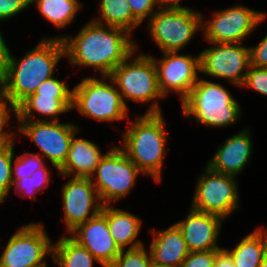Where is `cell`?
<instances>
[{
	"label": "cell",
	"mask_w": 267,
	"mask_h": 267,
	"mask_svg": "<svg viewBox=\"0 0 267 267\" xmlns=\"http://www.w3.org/2000/svg\"><path fill=\"white\" fill-rule=\"evenodd\" d=\"M132 35L119 27L99 24L92 19L83 26L77 35H61L65 57L73 66L93 68L98 74L109 76L133 51L136 42Z\"/></svg>",
	"instance_id": "obj_1"
},
{
	"label": "cell",
	"mask_w": 267,
	"mask_h": 267,
	"mask_svg": "<svg viewBox=\"0 0 267 267\" xmlns=\"http://www.w3.org/2000/svg\"><path fill=\"white\" fill-rule=\"evenodd\" d=\"M62 57H65L63 41L47 36L20 59L9 50L6 69L1 77V92L18 107L35 93L44 80L54 76Z\"/></svg>",
	"instance_id": "obj_2"
},
{
	"label": "cell",
	"mask_w": 267,
	"mask_h": 267,
	"mask_svg": "<svg viewBox=\"0 0 267 267\" xmlns=\"http://www.w3.org/2000/svg\"><path fill=\"white\" fill-rule=\"evenodd\" d=\"M127 121L129 127L122 132L123 145L120 148L144 175L160 183L170 138L162 113H144L136 116L135 121Z\"/></svg>",
	"instance_id": "obj_3"
},
{
	"label": "cell",
	"mask_w": 267,
	"mask_h": 267,
	"mask_svg": "<svg viewBox=\"0 0 267 267\" xmlns=\"http://www.w3.org/2000/svg\"><path fill=\"white\" fill-rule=\"evenodd\" d=\"M181 106L185 118L215 128L231 126L242 115L241 105L226 87L200 77Z\"/></svg>",
	"instance_id": "obj_4"
},
{
	"label": "cell",
	"mask_w": 267,
	"mask_h": 267,
	"mask_svg": "<svg viewBox=\"0 0 267 267\" xmlns=\"http://www.w3.org/2000/svg\"><path fill=\"white\" fill-rule=\"evenodd\" d=\"M137 50L138 46L109 76L116 84L123 103L128 109L126 100L139 104L151 102L144 113H161L158 101L160 98L164 99V96L158 86L153 57L143 53L136 55Z\"/></svg>",
	"instance_id": "obj_5"
},
{
	"label": "cell",
	"mask_w": 267,
	"mask_h": 267,
	"mask_svg": "<svg viewBox=\"0 0 267 267\" xmlns=\"http://www.w3.org/2000/svg\"><path fill=\"white\" fill-rule=\"evenodd\" d=\"M72 90V110L77 109L84 117L108 123L129 119V109L110 76L85 77Z\"/></svg>",
	"instance_id": "obj_6"
},
{
	"label": "cell",
	"mask_w": 267,
	"mask_h": 267,
	"mask_svg": "<svg viewBox=\"0 0 267 267\" xmlns=\"http://www.w3.org/2000/svg\"><path fill=\"white\" fill-rule=\"evenodd\" d=\"M202 13L191 8H159L148 20L149 35L162 52H179L197 31H201Z\"/></svg>",
	"instance_id": "obj_7"
},
{
	"label": "cell",
	"mask_w": 267,
	"mask_h": 267,
	"mask_svg": "<svg viewBox=\"0 0 267 267\" xmlns=\"http://www.w3.org/2000/svg\"><path fill=\"white\" fill-rule=\"evenodd\" d=\"M139 174H143L120 147L112 146L101 158L90 179L101 203L112 205L128 196Z\"/></svg>",
	"instance_id": "obj_8"
},
{
	"label": "cell",
	"mask_w": 267,
	"mask_h": 267,
	"mask_svg": "<svg viewBox=\"0 0 267 267\" xmlns=\"http://www.w3.org/2000/svg\"><path fill=\"white\" fill-rule=\"evenodd\" d=\"M42 223H26L8 240L0 256V267H47L53 243ZM45 260V261H44Z\"/></svg>",
	"instance_id": "obj_9"
},
{
	"label": "cell",
	"mask_w": 267,
	"mask_h": 267,
	"mask_svg": "<svg viewBox=\"0 0 267 267\" xmlns=\"http://www.w3.org/2000/svg\"><path fill=\"white\" fill-rule=\"evenodd\" d=\"M197 180L191 208L226 219L239 209V192L235 176L211 170L207 165Z\"/></svg>",
	"instance_id": "obj_10"
},
{
	"label": "cell",
	"mask_w": 267,
	"mask_h": 267,
	"mask_svg": "<svg viewBox=\"0 0 267 267\" xmlns=\"http://www.w3.org/2000/svg\"><path fill=\"white\" fill-rule=\"evenodd\" d=\"M211 20L202 15L204 40L212 43H243L246 37L267 18L266 13L242 5L212 13Z\"/></svg>",
	"instance_id": "obj_11"
},
{
	"label": "cell",
	"mask_w": 267,
	"mask_h": 267,
	"mask_svg": "<svg viewBox=\"0 0 267 267\" xmlns=\"http://www.w3.org/2000/svg\"><path fill=\"white\" fill-rule=\"evenodd\" d=\"M20 123L14 129H18V135L32 140L37 145L44 159L47 158L52 166L58 169L66 161L72 137L78 133L79 126L72 123H61L59 121H32L17 120Z\"/></svg>",
	"instance_id": "obj_12"
},
{
	"label": "cell",
	"mask_w": 267,
	"mask_h": 267,
	"mask_svg": "<svg viewBox=\"0 0 267 267\" xmlns=\"http://www.w3.org/2000/svg\"><path fill=\"white\" fill-rule=\"evenodd\" d=\"M211 43L200 54V73L241 87L250 66L249 47L242 43Z\"/></svg>",
	"instance_id": "obj_13"
},
{
	"label": "cell",
	"mask_w": 267,
	"mask_h": 267,
	"mask_svg": "<svg viewBox=\"0 0 267 267\" xmlns=\"http://www.w3.org/2000/svg\"><path fill=\"white\" fill-rule=\"evenodd\" d=\"M179 53L162 52L161 59L152 57L157 70L160 92L164 98L174 92L179 95L182 102L200 77V54L193 57L190 54Z\"/></svg>",
	"instance_id": "obj_14"
},
{
	"label": "cell",
	"mask_w": 267,
	"mask_h": 267,
	"mask_svg": "<svg viewBox=\"0 0 267 267\" xmlns=\"http://www.w3.org/2000/svg\"><path fill=\"white\" fill-rule=\"evenodd\" d=\"M61 193L64 222L68 234L102 210L103 204L88 177L70 176V179L63 185Z\"/></svg>",
	"instance_id": "obj_15"
},
{
	"label": "cell",
	"mask_w": 267,
	"mask_h": 267,
	"mask_svg": "<svg viewBox=\"0 0 267 267\" xmlns=\"http://www.w3.org/2000/svg\"><path fill=\"white\" fill-rule=\"evenodd\" d=\"M70 236L85 247L103 267H109L121 251L110 234L107 218L101 212L80 224Z\"/></svg>",
	"instance_id": "obj_16"
},
{
	"label": "cell",
	"mask_w": 267,
	"mask_h": 267,
	"mask_svg": "<svg viewBox=\"0 0 267 267\" xmlns=\"http://www.w3.org/2000/svg\"><path fill=\"white\" fill-rule=\"evenodd\" d=\"M224 218L219 215L197 211L190 207L184 220L175 224L181 230L190 252L219 250L218 237Z\"/></svg>",
	"instance_id": "obj_17"
},
{
	"label": "cell",
	"mask_w": 267,
	"mask_h": 267,
	"mask_svg": "<svg viewBox=\"0 0 267 267\" xmlns=\"http://www.w3.org/2000/svg\"><path fill=\"white\" fill-rule=\"evenodd\" d=\"M251 134L248 128H243L242 131L231 135L219 145L206 165L215 172L238 176L250 162L253 154Z\"/></svg>",
	"instance_id": "obj_18"
},
{
	"label": "cell",
	"mask_w": 267,
	"mask_h": 267,
	"mask_svg": "<svg viewBox=\"0 0 267 267\" xmlns=\"http://www.w3.org/2000/svg\"><path fill=\"white\" fill-rule=\"evenodd\" d=\"M153 241L148 249L153 266L179 267L190 252L181 230L176 224L163 231L150 230Z\"/></svg>",
	"instance_id": "obj_19"
},
{
	"label": "cell",
	"mask_w": 267,
	"mask_h": 267,
	"mask_svg": "<svg viewBox=\"0 0 267 267\" xmlns=\"http://www.w3.org/2000/svg\"><path fill=\"white\" fill-rule=\"evenodd\" d=\"M72 137L70 149L64 164L58 169L62 177H88L94 173L101 158L105 155L94 142Z\"/></svg>",
	"instance_id": "obj_20"
},
{
	"label": "cell",
	"mask_w": 267,
	"mask_h": 267,
	"mask_svg": "<svg viewBox=\"0 0 267 267\" xmlns=\"http://www.w3.org/2000/svg\"><path fill=\"white\" fill-rule=\"evenodd\" d=\"M101 213L107 218L110 234L120 250L133 249L143 246L138 239L142 220L137 215L112 205H103ZM138 239V240H137Z\"/></svg>",
	"instance_id": "obj_21"
},
{
	"label": "cell",
	"mask_w": 267,
	"mask_h": 267,
	"mask_svg": "<svg viewBox=\"0 0 267 267\" xmlns=\"http://www.w3.org/2000/svg\"><path fill=\"white\" fill-rule=\"evenodd\" d=\"M73 96L30 95L17 107V120L60 121L59 115L72 110ZM35 112L48 119L35 118Z\"/></svg>",
	"instance_id": "obj_22"
},
{
	"label": "cell",
	"mask_w": 267,
	"mask_h": 267,
	"mask_svg": "<svg viewBox=\"0 0 267 267\" xmlns=\"http://www.w3.org/2000/svg\"><path fill=\"white\" fill-rule=\"evenodd\" d=\"M226 250L235 267H259L267 254V228L257 227L231 250Z\"/></svg>",
	"instance_id": "obj_23"
},
{
	"label": "cell",
	"mask_w": 267,
	"mask_h": 267,
	"mask_svg": "<svg viewBox=\"0 0 267 267\" xmlns=\"http://www.w3.org/2000/svg\"><path fill=\"white\" fill-rule=\"evenodd\" d=\"M52 260L59 267H93L98 260L71 236H63L53 244Z\"/></svg>",
	"instance_id": "obj_24"
},
{
	"label": "cell",
	"mask_w": 267,
	"mask_h": 267,
	"mask_svg": "<svg viewBox=\"0 0 267 267\" xmlns=\"http://www.w3.org/2000/svg\"><path fill=\"white\" fill-rule=\"evenodd\" d=\"M41 15L60 30L69 26L83 8L79 0H31Z\"/></svg>",
	"instance_id": "obj_25"
},
{
	"label": "cell",
	"mask_w": 267,
	"mask_h": 267,
	"mask_svg": "<svg viewBox=\"0 0 267 267\" xmlns=\"http://www.w3.org/2000/svg\"><path fill=\"white\" fill-rule=\"evenodd\" d=\"M99 7V17L92 19L99 24L122 28L131 35L141 24L132 15L128 0H101Z\"/></svg>",
	"instance_id": "obj_26"
},
{
	"label": "cell",
	"mask_w": 267,
	"mask_h": 267,
	"mask_svg": "<svg viewBox=\"0 0 267 267\" xmlns=\"http://www.w3.org/2000/svg\"><path fill=\"white\" fill-rule=\"evenodd\" d=\"M45 165L43 168L36 170L31 176L18 179L13 187L14 193L23 198L31 197V203L35 201L37 192L45 190L50 184L51 170Z\"/></svg>",
	"instance_id": "obj_27"
},
{
	"label": "cell",
	"mask_w": 267,
	"mask_h": 267,
	"mask_svg": "<svg viewBox=\"0 0 267 267\" xmlns=\"http://www.w3.org/2000/svg\"><path fill=\"white\" fill-rule=\"evenodd\" d=\"M15 140L5 143L0 148V205L7 199L13 189L12 165L15 156Z\"/></svg>",
	"instance_id": "obj_28"
},
{
	"label": "cell",
	"mask_w": 267,
	"mask_h": 267,
	"mask_svg": "<svg viewBox=\"0 0 267 267\" xmlns=\"http://www.w3.org/2000/svg\"><path fill=\"white\" fill-rule=\"evenodd\" d=\"M12 165L13 184L21 178L31 176L36 170L47 165L46 160L39 153L25 152L14 159Z\"/></svg>",
	"instance_id": "obj_29"
},
{
	"label": "cell",
	"mask_w": 267,
	"mask_h": 267,
	"mask_svg": "<svg viewBox=\"0 0 267 267\" xmlns=\"http://www.w3.org/2000/svg\"><path fill=\"white\" fill-rule=\"evenodd\" d=\"M145 247L121 250L109 267H153L151 253Z\"/></svg>",
	"instance_id": "obj_30"
},
{
	"label": "cell",
	"mask_w": 267,
	"mask_h": 267,
	"mask_svg": "<svg viewBox=\"0 0 267 267\" xmlns=\"http://www.w3.org/2000/svg\"><path fill=\"white\" fill-rule=\"evenodd\" d=\"M12 114L16 119L17 107L2 92H0V140L4 144L15 140L17 137L15 131L10 132V130H5V127L9 125V119Z\"/></svg>",
	"instance_id": "obj_31"
},
{
	"label": "cell",
	"mask_w": 267,
	"mask_h": 267,
	"mask_svg": "<svg viewBox=\"0 0 267 267\" xmlns=\"http://www.w3.org/2000/svg\"><path fill=\"white\" fill-rule=\"evenodd\" d=\"M241 87H248L267 97V68L250 65Z\"/></svg>",
	"instance_id": "obj_32"
},
{
	"label": "cell",
	"mask_w": 267,
	"mask_h": 267,
	"mask_svg": "<svg viewBox=\"0 0 267 267\" xmlns=\"http://www.w3.org/2000/svg\"><path fill=\"white\" fill-rule=\"evenodd\" d=\"M31 95H47V96H73V90L69 89V85L54 76L44 80Z\"/></svg>",
	"instance_id": "obj_33"
},
{
	"label": "cell",
	"mask_w": 267,
	"mask_h": 267,
	"mask_svg": "<svg viewBox=\"0 0 267 267\" xmlns=\"http://www.w3.org/2000/svg\"><path fill=\"white\" fill-rule=\"evenodd\" d=\"M132 15L142 24L159 9L157 0H128ZM158 8H157V7Z\"/></svg>",
	"instance_id": "obj_34"
},
{
	"label": "cell",
	"mask_w": 267,
	"mask_h": 267,
	"mask_svg": "<svg viewBox=\"0 0 267 267\" xmlns=\"http://www.w3.org/2000/svg\"><path fill=\"white\" fill-rule=\"evenodd\" d=\"M216 251L189 252L179 267H213Z\"/></svg>",
	"instance_id": "obj_35"
},
{
	"label": "cell",
	"mask_w": 267,
	"mask_h": 267,
	"mask_svg": "<svg viewBox=\"0 0 267 267\" xmlns=\"http://www.w3.org/2000/svg\"><path fill=\"white\" fill-rule=\"evenodd\" d=\"M31 0H0V22L19 15L31 6Z\"/></svg>",
	"instance_id": "obj_36"
},
{
	"label": "cell",
	"mask_w": 267,
	"mask_h": 267,
	"mask_svg": "<svg viewBox=\"0 0 267 267\" xmlns=\"http://www.w3.org/2000/svg\"><path fill=\"white\" fill-rule=\"evenodd\" d=\"M250 65L267 68V34L256 46H249Z\"/></svg>",
	"instance_id": "obj_37"
},
{
	"label": "cell",
	"mask_w": 267,
	"mask_h": 267,
	"mask_svg": "<svg viewBox=\"0 0 267 267\" xmlns=\"http://www.w3.org/2000/svg\"><path fill=\"white\" fill-rule=\"evenodd\" d=\"M213 267H235L230 253L226 248L216 251Z\"/></svg>",
	"instance_id": "obj_38"
},
{
	"label": "cell",
	"mask_w": 267,
	"mask_h": 267,
	"mask_svg": "<svg viewBox=\"0 0 267 267\" xmlns=\"http://www.w3.org/2000/svg\"><path fill=\"white\" fill-rule=\"evenodd\" d=\"M5 41L6 40H4V37L0 31V76L1 77L5 72L6 63L8 60V53L10 50Z\"/></svg>",
	"instance_id": "obj_39"
},
{
	"label": "cell",
	"mask_w": 267,
	"mask_h": 267,
	"mask_svg": "<svg viewBox=\"0 0 267 267\" xmlns=\"http://www.w3.org/2000/svg\"><path fill=\"white\" fill-rule=\"evenodd\" d=\"M181 1L182 0H157L159 8H173V9L190 8L180 5Z\"/></svg>",
	"instance_id": "obj_40"
},
{
	"label": "cell",
	"mask_w": 267,
	"mask_h": 267,
	"mask_svg": "<svg viewBox=\"0 0 267 267\" xmlns=\"http://www.w3.org/2000/svg\"><path fill=\"white\" fill-rule=\"evenodd\" d=\"M259 267H267V254L264 256L262 263Z\"/></svg>",
	"instance_id": "obj_41"
},
{
	"label": "cell",
	"mask_w": 267,
	"mask_h": 267,
	"mask_svg": "<svg viewBox=\"0 0 267 267\" xmlns=\"http://www.w3.org/2000/svg\"><path fill=\"white\" fill-rule=\"evenodd\" d=\"M1 85H2V81H1V76H0V92H1Z\"/></svg>",
	"instance_id": "obj_42"
},
{
	"label": "cell",
	"mask_w": 267,
	"mask_h": 267,
	"mask_svg": "<svg viewBox=\"0 0 267 267\" xmlns=\"http://www.w3.org/2000/svg\"><path fill=\"white\" fill-rule=\"evenodd\" d=\"M4 145V143L0 140V148Z\"/></svg>",
	"instance_id": "obj_43"
}]
</instances>
